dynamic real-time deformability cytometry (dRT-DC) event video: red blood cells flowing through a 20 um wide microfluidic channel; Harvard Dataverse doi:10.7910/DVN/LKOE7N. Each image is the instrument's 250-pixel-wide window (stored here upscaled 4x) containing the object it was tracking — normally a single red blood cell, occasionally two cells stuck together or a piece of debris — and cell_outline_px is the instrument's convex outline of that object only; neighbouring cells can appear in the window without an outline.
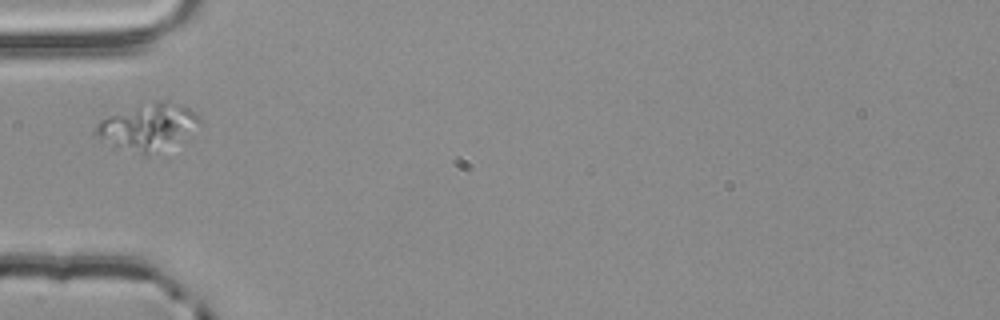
{"species": "common noctule bat (a hibernating species)", "species_latin": "Nyctalus noctula", "temperature_condition": "room temperature", "stored_images_in_passage": 37, "camera_frame_rate_fps": 3000, "um_per_image_px": 0.085, "animal": {"sex": "male", "body_mass_g": 20.4}, "frame": {"image": 1, "passage_image": 1, "time_ms": 0.0, "image_size_px": [1000, 320], "cell_outline_px": [[200, 124], [156, 152], [144, 156], [116, 148], [100, 136], [96, 132], [96, 124], [100, 120], [168, 96], [196, 112], [200, 116]], "centroid_in_image_um": [12.61, 10.73], "position_along_channel_um": 72.4, "area_um2": 27.34}}
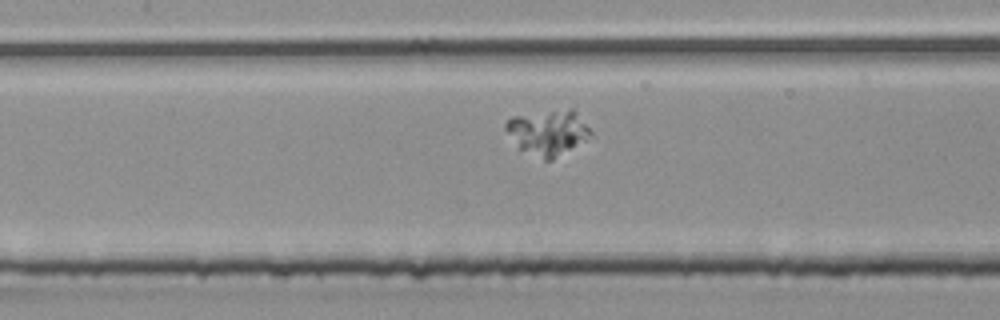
{"frame": {"image": 2, "passage_image": 8, "time_ms": 2.333, "image_size_px": [1000, 320], "cell_outline_px": [[592, 136], [552, 160], [544, 160], [520, 148], [504, 128], [504, 124], [512, 116], [568, 108], [572, 108], [592, 132]], "centroid_in_image_um": [46.58, 11.24], "position_along_channel_um": 160.8, "area_um2": 21.96}}
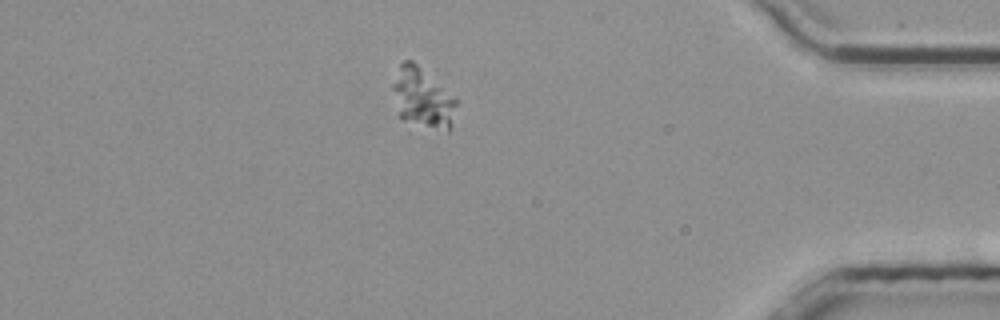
{"frame": {"image": 3, "passage_image": 30, "time_ms": 9.667, "image_size_px": [1000, 320], "cell_outline_px": [[456, 104], [452, 124], [448, 132], [408, 132], [396, 116], [392, 88], [392, 84], [400, 64], [404, 60], [412, 60], [456, 100]], "centroid_in_image_um": [35.82, 8.56], "position_along_channel_um": 399.4, "area_um2": 23.87}}